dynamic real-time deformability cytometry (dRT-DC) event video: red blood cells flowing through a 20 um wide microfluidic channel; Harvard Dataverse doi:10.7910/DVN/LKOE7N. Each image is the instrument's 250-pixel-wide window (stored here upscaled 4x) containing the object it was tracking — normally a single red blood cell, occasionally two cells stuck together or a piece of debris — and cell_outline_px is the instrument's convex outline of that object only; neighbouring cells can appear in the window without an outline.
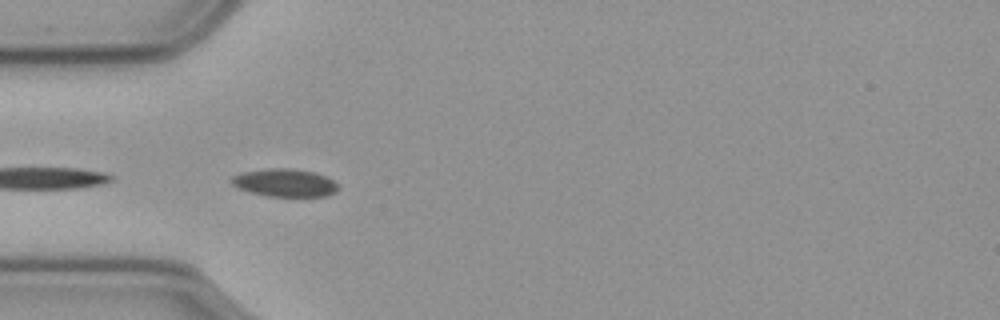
{"species": "common noctule bat (a hibernating species)", "species_latin": "Nyctalus noctula", "temperature_condition": "cold", "stored_images_in_passage": 7, "camera_frame_rate_fps": 3000, "um_per_image_px": 0.085, "animal": {"sex": "male", "body_mass_g": 23.1, "forearm_length_mm": 52.7}, "frame": {"image": 1, "passage_image": 1, "time_ms": 0.0, "image_size_px": [1000, 320], "cell_outline_px": [[340, 188], [336, 192], [328, 196], [268, 196], [236, 188], [228, 180], [232, 176], [244, 172], [272, 168], [288, 168], [316, 172], [340, 184]], "centroid_in_image_um": [24.23, 15.54], "position_along_channel_um": 60.8, "area_um2": 17.4}}